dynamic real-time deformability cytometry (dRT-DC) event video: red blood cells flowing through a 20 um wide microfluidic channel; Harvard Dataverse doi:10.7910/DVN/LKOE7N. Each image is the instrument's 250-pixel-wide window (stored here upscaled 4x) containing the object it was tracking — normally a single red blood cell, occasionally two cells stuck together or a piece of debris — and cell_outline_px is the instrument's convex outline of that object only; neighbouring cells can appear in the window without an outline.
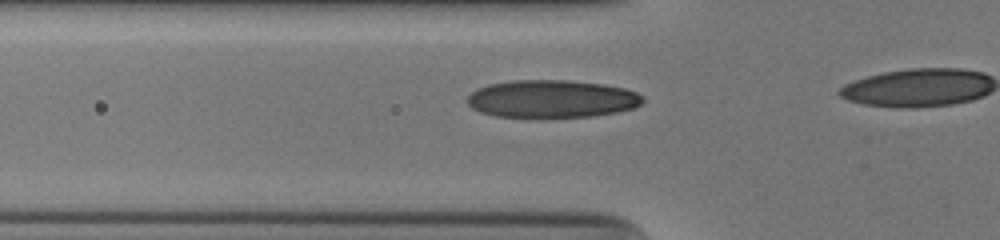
{"species": "human", "species_latin": "Homo sapiens", "temperature_condition": "cold", "stored_images_in_passage": 16, "camera_frame_rate_fps": 3000, "um_per_image_px": 0.085, "donor": {"sex": "male"}, "frame": {"image": 1, "passage_image": 11, "time_ms": 3.333, "image_size_px": [1000, 240], "cell_outline_px": [[644, 100], [640, 104], [632, 108], [616, 112], [592, 116], [540, 120], [496, 116], [480, 112], [472, 108], [464, 100], [476, 88], [488, 84], [512, 80], [568, 80], [604, 84], [624, 88], [636, 92]], "centroid_in_image_um": [46.83, 8.44], "position_along_channel_um": 79.0, "area_um2": 39.65}}
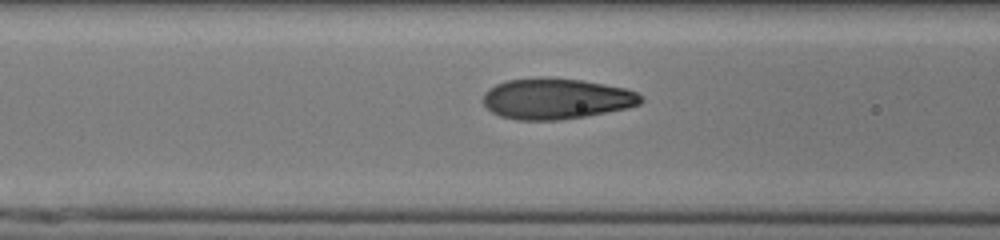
{"frame": {"image": 2, "passage_image": 14, "time_ms": 4.333, "image_size_px": [1000, 240], "cell_outline_px": [[644, 100], [640, 104], [628, 108], [584, 116], [560, 120], [516, 120], [500, 116], [492, 112], [484, 104], [484, 92], [488, 88], [496, 84], [508, 80], [540, 76], [544, 76], [580, 80], [604, 84], [624, 88], [636, 92]], "centroid_in_image_um": [47.25, 8.38], "position_along_channel_um": 119.3, "area_um2": 37.63}}